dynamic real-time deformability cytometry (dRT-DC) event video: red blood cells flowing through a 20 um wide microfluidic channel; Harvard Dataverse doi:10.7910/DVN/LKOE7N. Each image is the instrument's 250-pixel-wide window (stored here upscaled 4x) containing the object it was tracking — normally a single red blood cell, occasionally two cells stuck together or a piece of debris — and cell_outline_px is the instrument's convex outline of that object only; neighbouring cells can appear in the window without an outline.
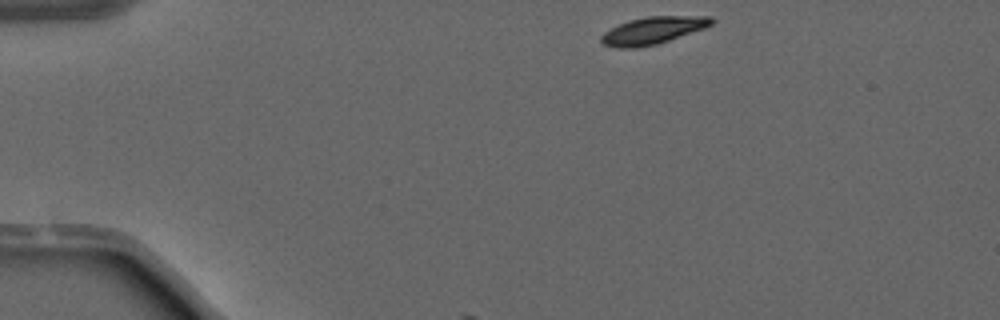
{"species": "common noctule bat (a hibernating species)", "species_latin": "Nyctalus noctula", "temperature_condition": "warm", "stored_images_in_passage": 8, "camera_frame_rate_fps": 3000, "um_per_image_px": 0.085, "animal": {"sex": "male", "forearm_length_mm": 52.5}, "frame": {"image": 1, "passage_image": 1, "time_ms": 0.0, "image_size_px": [1000, 320], "cell_outline_px": [[716, 20], [712, 24], [704, 28], [656, 44], [636, 48], [616, 48], [604, 44], [600, 40], [600, 36], [604, 32], [620, 24], [632, 20], [648, 16], [712, 16]], "centroid_in_image_um": [55.51, 2.59], "position_along_channel_um": 29.5, "area_um2": 17.28}}